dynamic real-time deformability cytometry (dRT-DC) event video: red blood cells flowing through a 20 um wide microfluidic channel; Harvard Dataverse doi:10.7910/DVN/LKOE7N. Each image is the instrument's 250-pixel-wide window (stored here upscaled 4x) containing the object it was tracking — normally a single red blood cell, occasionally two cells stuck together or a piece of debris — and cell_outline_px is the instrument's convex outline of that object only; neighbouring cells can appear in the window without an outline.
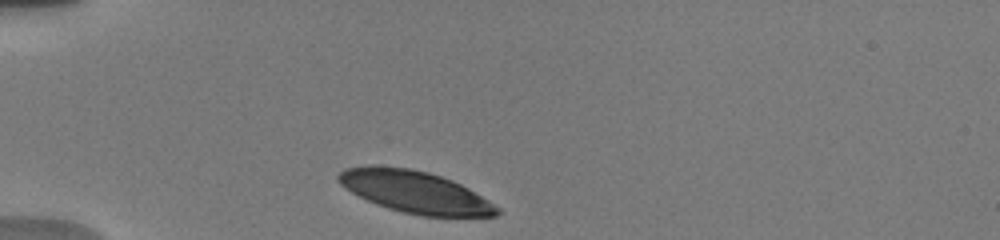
{"species": "human", "species_latin": "Homo sapiens", "temperature_condition": "warm", "stored_images_in_passage": 56, "camera_frame_rate_fps": 3000, "um_per_image_px": 0.085, "donor": {"sex": "male"}, "frame": {"image": 1, "passage_image": 1, "time_ms": 0.0, "image_size_px": [1000, 240], "cell_outline_px": [[504, 212], [496, 216], [420, 216], [388, 208], [376, 204], [344, 188], [336, 180], [336, 176], [344, 168], [372, 164], [376, 164], [412, 168], [428, 172], [452, 180], [468, 188], [488, 200], [500, 208]], "centroid_in_image_um": [35.25, 16.29], "position_along_channel_um": 49.7, "area_um2": 39.13}}
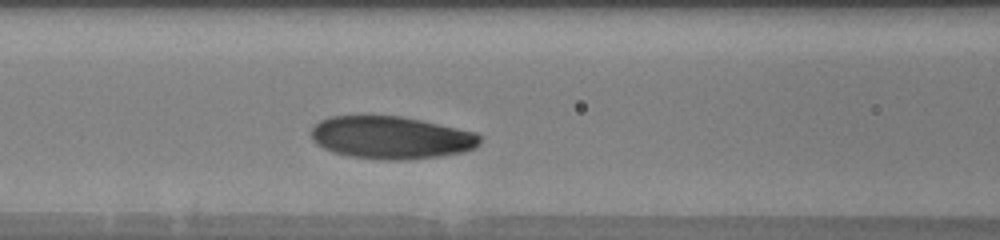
{"frame": {"image": 2, "passage_image": 12, "time_ms": 3.0, "image_size_px": [1000, 240], "cell_outline_px": [[480, 144], [476, 148], [464, 152], [440, 156], [400, 160], [384, 160], [348, 156], [332, 152], [316, 144], [312, 140], [312, 128], [320, 120], [332, 116], [400, 116], [420, 120], [476, 132], [480, 136]], "centroid_in_image_um": [33.25, 11.7], "position_along_channel_um": 133.4, "area_um2": 41.91}}
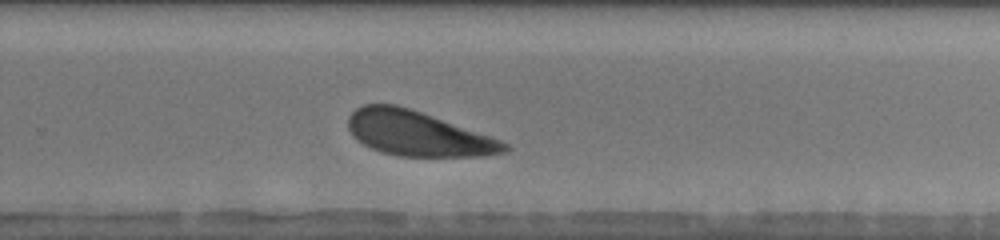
{"frame": {"image": 3, "passage_image": 38, "time_ms": 7.333, "image_size_px": [1000, 240], "cell_outline_px": [[512, 148], [508, 152], [484, 156], [400, 156], [380, 152], [356, 140], [352, 136], [348, 128], [348, 116], [356, 108], [364, 104], [396, 104], [420, 112], [500, 140], [508, 144]], "centroid_in_image_um": [35.48, 11.36], "position_along_channel_um": 294.3, "area_um2": 40.46}, "authors_computed_cell_mechanics": {"area_um2": 41.7894, "velocity_mm_per_s": 3.7267, "shape_relaxation_time_tau1_ms": 1.4556, "shape_relaxation_time_tau2_ms": null, "deformation_change_tau1": 0.1215, "deformation_change_tau2": null}}